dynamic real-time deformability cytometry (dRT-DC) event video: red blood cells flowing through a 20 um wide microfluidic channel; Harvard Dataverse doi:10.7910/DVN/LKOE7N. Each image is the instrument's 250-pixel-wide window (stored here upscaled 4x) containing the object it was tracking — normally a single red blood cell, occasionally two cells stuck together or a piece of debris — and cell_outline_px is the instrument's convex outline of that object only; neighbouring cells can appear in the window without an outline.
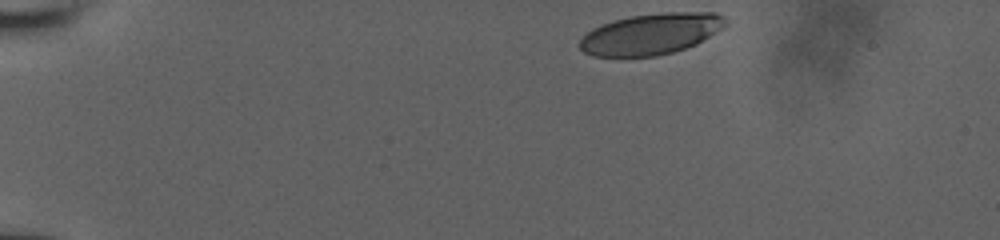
{"species": "human", "species_latin": "Homo sapiens", "temperature_condition": "room temperature", "stored_images_in_passage": 39, "camera_frame_rate_fps": 3000, "um_per_image_px": 0.085, "donor": {"sex": "male"}, "frame": {"image": 1, "passage_image": 1, "time_ms": 0.0, "image_size_px": [1000, 240], "cell_outline_px": [[728, 24], [724, 28], [696, 44], [672, 52], [656, 56], [592, 56], [584, 52], [576, 44], [592, 28], [600, 24], [612, 20], [632, 16], [664, 12], [716, 12], [724, 16]], "centroid_in_image_um": [55.34, 2.87], "position_along_channel_um": 29.7, "area_um2": 35.08}}
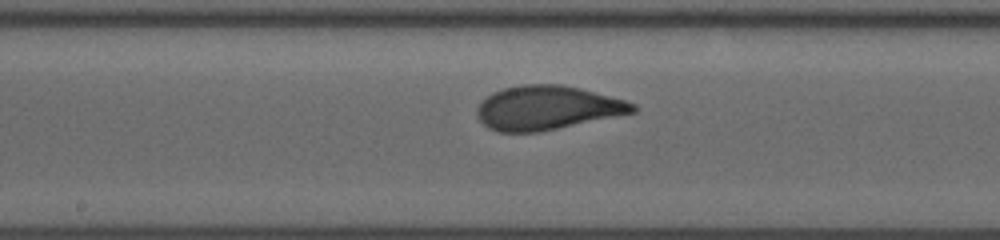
{"frame": {"image": 2, "passage_image": 22, "time_ms": 7.0, "image_size_px": [1000, 240], "cell_outline_px": [[636, 112], [540, 132], [500, 132], [488, 128], [476, 116], [476, 108], [492, 92], [504, 88], [520, 84], [560, 84], [580, 88], [624, 100], [636, 104]], "centroid_in_image_um": [46.49, 9.16], "position_along_channel_um": 201.7, "area_um2": 39.88}}
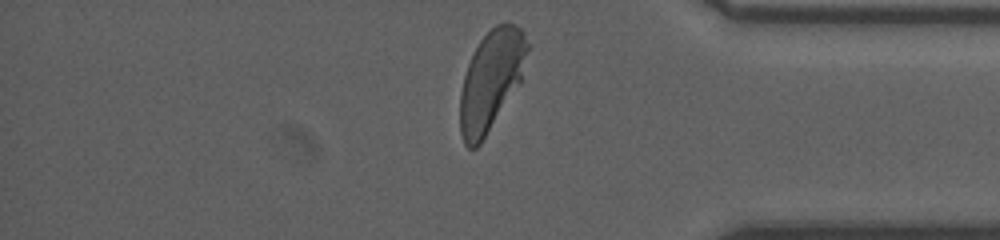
{"frame": {"image": 3, "passage_image": 38, "time_ms": 12.333, "image_size_px": [1000, 240], "cell_outline_px": [[528, 48], [520, 84], [480, 144], [476, 148], [468, 148], [464, 144], [460, 132], [460, 92], [464, 76], [468, 64], [480, 40], [496, 24], [508, 20], [516, 24], [524, 32], [528, 44]], "centroid_in_image_um": [41.75, 6.82], "position_along_channel_um": 393.5, "area_um2": 39.19}, "authors_computed_cell_mechanics": {"area_um2": 39.4196, "velocity_mm_per_s": 3.8599, "shape_relaxation_time_tau1_ms": 3.4439, "shape_relaxation_time_tau2_ms": null, "deformation_change_tau1": 0.1663, "deformation_change_tau2": null}}